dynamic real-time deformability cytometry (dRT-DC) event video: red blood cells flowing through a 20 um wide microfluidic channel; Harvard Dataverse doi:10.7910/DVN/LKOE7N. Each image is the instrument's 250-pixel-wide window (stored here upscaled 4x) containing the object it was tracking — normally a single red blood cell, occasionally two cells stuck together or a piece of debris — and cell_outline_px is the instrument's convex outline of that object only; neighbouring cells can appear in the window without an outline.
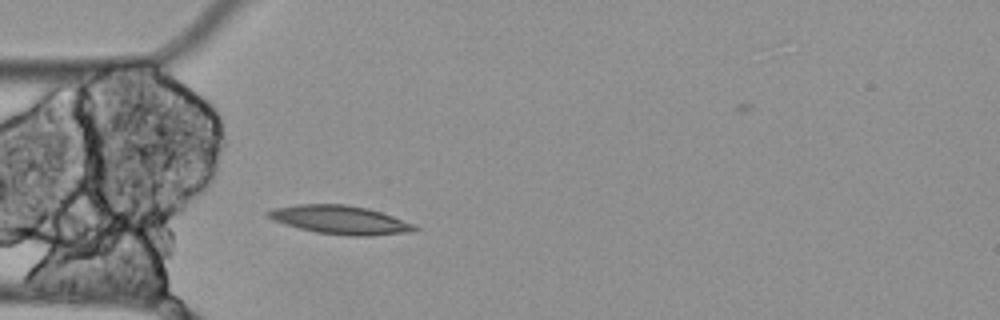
{"species": "Egyptian fruit bat (a non-hibernating species)", "species_latin": "Rousettus aegyptiacus", "temperature_condition": "cold", "stored_images_in_passage": 2, "camera_frame_rate_fps": 3000, "um_per_image_px": 0.085, "animal": {"sex": "female"}, "frame": {"image": 1, "passage_image": 2, "time_ms": 0.333, "image_size_px": [1000, 320], "cell_outline_px": [[420, 228], [416, 232], [372, 236], [348, 236], [316, 232], [284, 224], [272, 220], [264, 212], [272, 208], [296, 204], [348, 204], [368, 208], [416, 224]], "centroid_in_image_um": [28.95, 18.69], "position_along_channel_um": 56.0, "area_um2": 24.8}}